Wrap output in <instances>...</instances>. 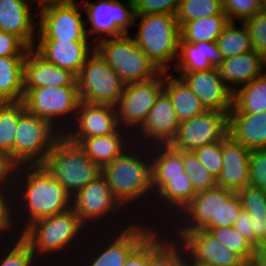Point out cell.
<instances>
[{"instance_id":"1","label":"cell","mask_w":266,"mask_h":266,"mask_svg":"<svg viewBox=\"0 0 266 266\" xmlns=\"http://www.w3.org/2000/svg\"><path fill=\"white\" fill-rule=\"evenodd\" d=\"M11 180L15 190L16 220L21 232L36 220L72 208L70 194L42 165L12 168Z\"/></svg>"},{"instance_id":"2","label":"cell","mask_w":266,"mask_h":266,"mask_svg":"<svg viewBox=\"0 0 266 266\" xmlns=\"http://www.w3.org/2000/svg\"><path fill=\"white\" fill-rule=\"evenodd\" d=\"M133 145L134 146L131 145V147L125 150L111 163L102 167L101 175L105 178L115 199L125 210L127 209L128 212L131 213V216L134 214V211H136L135 219L137 220L139 217V220L140 218L143 219L142 217L146 209L150 211L151 207L149 206L152 205L150 202L154 200L151 154L150 147L136 143H133ZM142 204L143 207H140ZM131 205L132 207L134 206L132 208L133 211L128 208L131 207ZM139 209L140 212L138 213ZM142 211H144V213H142Z\"/></svg>"},{"instance_id":"3","label":"cell","mask_w":266,"mask_h":266,"mask_svg":"<svg viewBox=\"0 0 266 266\" xmlns=\"http://www.w3.org/2000/svg\"><path fill=\"white\" fill-rule=\"evenodd\" d=\"M88 233L89 228L71 208L64 213L34 221L22 232V237L30 244L35 258L51 260L56 262V265L59 264L57 266H72L79 251L84 247ZM73 248H76L75 251Z\"/></svg>"},{"instance_id":"4","label":"cell","mask_w":266,"mask_h":266,"mask_svg":"<svg viewBox=\"0 0 266 266\" xmlns=\"http://www.w3.org/2000/svg\"><path fill=\"white\" fill-rule=\"evenodd\" d=\"M150 218H151V216L149 215L147 219H144L146 221H144L143 219H139V222H138V219L137 220L134 219V221L131 224H129V226L122 228V229L109 230V232H107V230H100L101 233L99 232V230L90 231L88 238L84 244V246L87 245L86 249L82 248L79 251V254L77 255V258H76V261L78 263L75 262L74 265H72V266H80V265L81 266H123V264L127 260L128 256L157 227H159L157 224L159 221L155 220V222H154L153 218L152 219H150ZM97 232L99 233V235H98L99 238H98V236H96L94 234ZM90 235L92 236V238ZM100 236H103V237L100 238ZM91 239L92 240L96 239L97 241L96 240L92 241ZM101 239L103 242L101 241Z\"/></svg>"},{"instance_id":"5","label":"cell","mask_w":266,"mask_h":266,"mask_svg":"<svg viewBox=\"0 0 266 266\" xmlns=\"http://www.w3.org/2000/svg\"><path fill=\"white\" fill-rule=\"evenodd\" d=\"M137 46L161 70L175 67L179 53L180 26L174 14L135 16ZM171 65V66H170Z\"/></svg>"},{"instance_id":"6","label":"cell","mask_w":266,"mask_h":266,"mask_svg":"<svg viewBox=\"0 0 266 266\" xmlns=\"http://www.w3.org/2000/svg\"><path fill=\"white\" fill-rule=\"evenodd\" d=\"M72 209L80 217L81 221L89 228L90 231H95V229L100 231L125 228L129 226L128 224H131L134 221L133 219H135V215H133V218L130 217L131 214L127 210H125L115 199L109 185L101 174L93 181H91L88 185L80 189L74 196H72ZM122 210L125 212H123ZM128 215L129 219H127ZM114 217L116 218L115 220L117 223H115V220L113 219ZM117 217H121L119 220L120 222L117 220ZM121 219L124 221V223H121ZM110 221L112 222V224ZM108 222L109 225L107 224ZM113 223H115V225L118 224L120 228L117 225L116 227L113 226Z\"/></svg>"},{"instance_id":"7","label":"cell","mask_w":266,"mask_h":266,"mask_svg":"<svg viewBox=\"0 0 266 266\" xmlns=\"http://www.w3.org/2000/svg\"><path fill=\"white\" fill-rule=\"evenodd\" d=\"M42 166L71 197L101 174V168L64 134L55 142Z\"/></svg>"},{"instance_id":"8","label":"cell","mask_w":266,"mask_h":266,"mask_svg":"<svg viewBox=\"0 0 266 266\" xmlns=\"http://www.w3.org/2000/svg\"><path fill=\"white\" fill-rule=\"evenodd\" d=\"M63 135L48 119L28 112L18 102V123L13 146V168L42 165L55 142Z\"/></svg>"},{"instance_id":"9","label":"cell","mask_w":266,"mask_h":266,"mask_svg":"<svg viewBox=\"0 0 266 266\" xmlns=\"http://www.w3.org/2000/svg\"><path fill=\"white\" fill-rule=\"evenodd\" d=\"M95 51L125 84L151 80L162 72L137 46L131 33L103 39L95 44Z\"/></svg>"},{"instance_id":"10","label":"cell","mask_w":266,"mask_h":266,"mask_svg":"<svg viewBox=\"0 0 266 266\" xmlns=\"http://www.w3.org/2000/svg\"><path fill=\"white\" fill-rule=\"evenodd\" d=\"M22 102L28 112L48 119L64 134L75 120L80 96L77 86L40 87L24 89Z\"/></svg>"},{"instance_id":"11","label":"cell","mask_w":266,"mask_h":266,"mask_svg":"<svg viewBox=\"0 0 266 266\" xmlns=\"http://www.w3.org/2000/svg\"><path fill=\"white\" fill-rule=\"evenodd\" d=\"M81 4L87 16L88 38L95 44L103 39L130 34L135 19L133 0H124V3L120 0H97L96 3L85 0Z\"/></svg>"},{"instance_id":"12","label":"cell","mask_w":266,"mask_h":266,"mask_svg":"<svg viewBox=\"0 0 266 266\" xmlns=\"http://www.w3.org/2000/svg\"><path fill=\"white\" fill-rule=\"evenodd\" d=\"M80 101L116 107L126 84L99 54L87 59L76 76Z\"/></svg>"},{"instance_id":"13","label":"cell","mask_w":266,"mask_h":266,"mask_svg":"<svg viewBox=\"0 0 266 266\" xmlns=\"http://www.w3.org/2000/svg\"><path fill=\"white\" fill-rule=\"evenodd\" d=\"M80 1L70 0L38 13L36 41H91L86 32L83 7Z\"/></svg>"},{"instance_id":"14","label":"cell","mask_w":266,"mask_h":266,"mask_svg":"<svg viewBox=\"0 0 266 266\" xmlns=\"http://www.w3.org/2000/svg\"><path fill=\"white\" fill-rule=\"evenodd\" d=\"M165 71L157 77L128 83L116 106L118 123L133 136L144 124L157 98L164 91Z\"/></svg>"},{"instance_id":"15","label":"cell","mask_w":266,"mask_h":266,"mask_svg":"<svg viewBox=\"0 0 266 266\" xmlns=\"http://www.w3.org/2000/svg\"><path fill=\"white\" fill-rule=\"evenodd\" d=\"M228 114L207 110L181 122L170 146L175 150L194 151L202 146L222 141L229 133Z\"/></svg>"},{"instance_id":"16","label":"cell","mask_w":266,"mask_h":266,"mask_svg":"<svg viewBox=\"0 0 266 266\" xmlns=\"http://www.w3.org/2000/svg\"><path fill=\"white\" fill-rule=\"evenodd\" d=\"M119 128L116 107L80 101L75 120L64 135L78 144L83 138L113 134Z\"/></svg>"},{"instance_id":"17","label":"cell","mask_w":266,"mask_h":266,"mask_svg":"<svg viewBox=\"0 0 266 266\" xmlns=\"http://www.w3.org/2000/svg\"><path fill=\"white\" fill-rule=\"evenodd\" d=\"M179 124L172 101L163 91L149 111L143 126L133 135V143L146 147L170 145Z\"/></svg>"},{"instance_id":"18","label":"cell","mask_w":266,"mask_h":266,"mask_svg":"<svg viewBox=\"0 0 266 266\" xmlns=\"http://www.w3.org/2000/svg\"><path fill=\"white\" fill-rule=\"evenodd\" d=\"M220 199H222V188L218 186L198 192L182 212L171 221L172 223L166 226V229L179 240L187 232L203 229L210 221H216L220 210Z\"/></svg>"},{"instance_id":"19","label":"cell","mask_w":266,"mask_h":266,"mask_svg":"<svg viewBox=\"0 0 266 266\" xmlns=\"http://www.w3.org/2000/svg\"><path fill=\"white\" fill-rule=\"evenodd\" d=\"M180 241L186 254L195 262L213 266H248V263L236 252L227 248L204 229L187 232Z\"/></svg>"},{"instance_id":"20","label":"cell","mask_w":266,"mask_h":266,"mask_svg":"<svg viewBox=\"0 0 266 266\" xmlns=\"http://www.w3.org/2000/svg\"><path fill=\"white\" fill-rule=\"evenodd\" d=\"M179 74L190 89L198 96L207 110L229 113L232 108V91L225 85L217 68Z\"/></svg>"},{"instance_id":"21","label":"cell","mask_w":266,"mask_h":266,"mask_svg":"<svg viewBox=\"0 0 266 266\" xmlns=\"http://www.w3.org/2000/svg\"><path fill=\"white\" fill-rule=\"evenodd\" d=\"M33 8L29 0H0V30L16 35L29 48L38 34V12Z\"/></svg>"},{"instance_id":"22","label":"cell","mask_w":266,"mask_h":266,"mask_svg":"<svg viewBox=\"0 0 266 266\" xmlns=\"http://www.w3.org/2000/svg\"><path fill=\"white\" fill-rule=\"evenodd\" d=\"M33 49L47 62L75 76L95 51L92 41H36Z\"/></svg>"},{"instance_id":"23","label":"cell","mask_w":266,"mask_h":266,"mask_svg":"<svg viewBox=\"0 0 266 266\" xmlns=\"http://www.w3.org/2000/svg\"><path fill=\"white\" fill-rule=\"evenodd\" d=\"M196 194L189 177L169 178V182L154 196L155 200L152 202V206H150L152 212L145 213L143 218H147L149 213L153 215L152 213H155L153 210H156L154 220L156 216H158L156 219L159 218V221L163 218L164 222L160 221L159 226L160 228H166V225L168 226L171 220L173 221L174 217L176 218L182 212ZM161 216L163 217L161 218Z\"/></svg>"},{"instance_id":"24","label":"cell","mask_w":266,"mask_h":266,"mask_svg":"<svg viewBox=\"0 0 266 266\" xmlns=\"http://www.w3.org/2000/svg\"><path fill=\"white\" fill-rule=\"evenodd\" d=\"M250 150L229 134L222 140L223 166L216 179L220 188L238 192L249 185Z\"/></svg>"},{"instance_id":"25","label":"cell","mask_w":266,"mask_h":266,"mask_svg":"<svg viewBox=\"0 0 266 266\" xmlns=\"http://www.w3.org/2000/svg\"><path fill=\"white\" fill-rule=\"evenodd\" d=\"M61 86H77L76 76L47 62L30 48L24 59V89Z\"/></svg>"},{"instance_id":"26","label":"cell","mask_w":266,"mask_h":266,"mask_svg":"<svg viewBox=\"0 0 266 266\" xmlns=\"http://www.w3.org/2000/svg\"><path fill=\"white\" fill-rule=\"evenodd\" d=\"M225 85L232 91L248 84L266 71V61L255 50L223 58L217 67Z\"/></svg>"},{"instance_id":"27","label":"cell","mask_w":266,"mask_h":266,"mask_svg":"<svg viewBox=\"0 0 266 266\" xmlns=\"http://www.w3.org/2000/svg\"><path fill=\"white\" fill-rule=\"evenodd\" d=\"M229 135L251 150L266 149V112H229Z\"/></svg>"},{"instance_id":"28","label":"cell","mask_w":266,"mask_h":266,"mask_svg":"<svg viewBox=\"0 0 266 266\" xmlns=\"http://www.w3.org/2000/svg\"><path fill=\"white\" fill-rule=\"evenodd\" d=\"M78 145L102 168L133 145V136L127 130L119 128L113 134L83 138Z\"/></svg>"},{"instance_id":"29","label":"cell","mask_w":266,"mask_h":266,"mask_svg":"<svg viewBox=\"0 0 266 266\" xmlns=\"http://www.w3.org/2000/svg\"><path fill=\"white\" fill-rule=\"evenodd\" d=\"M223 56L216 42L179 41L178 59L172 72H193L217 68ZM175 70V71H174Z\"/></svg>"},{"instance_id":"30","label":"cell","mask_w":266,"mask_h":266,"mask_svg":"<svg viewBox=\"0 0 266 266\" xmlns=\"http://www.w3.org/2000/svg\"><path fill=\"white\" fill-rule=\"evenodd\" d=\"M152 190L154 196L169 182V178L189 177L182 161V150L170 145L150 147Z\"/></svg>"},{"instance_id":"31","label":"cell","mask_w":266,"mask_h":266,"mask_svg":"<svg viewBox=\"0 0 266 266\" xmlns=\"http://www.w3.org/2000/svg\"><path fill=\"white\" fill-rule=\"evenodd\" d=\"M185 256L183 243L174 238L168 229L157 227L148 236L147 266H183Z\"/></svg>"},{"instance_id":"32","label":"cell","mask_w":266,"mask_h":266,"mask_svg":"<svg viewBox=\"0 0 266 266\" xmlns=\"http://www.w3.org/2000/svg\"><path fill=\"white\" fill-rule=\"evenodd\" d=\"M164 92L171 99L180 123L207 111L201 100L184 80L171 71L165 72Z\"/></svg>"},{"instance_id":"33","label":"cell","mask_w":266,"mask_h":266,"mask_svg":"<svg viewBox=\"0 0 266 266\" xmlns=\"http://www.w3.org/2000/svg\"><path fill=\"white\" fill-rule=\"evenodd\" d=\"M24 59L25 57H0V103L23 100Z\"/></svg>"},{"instance_id":"34","label":"cell","mask_w":266,"mask_h":266,"mask_svg":"<svg viewBox=\"0 0 266 266\" xmlns=\"http://www.w3.org/2000/svg\"><path fill=\"white\" fill-rule=\"evenodd\" d=\"M242 208L246 211L253 223L254 238L259 242V249H264L266 233V191L264 189L246 185L237 192Z\"/></svg>"},{"instance_id":"35","label":"cell","mask_w":266,"mask_h":266,"mask_svg":"<svg viewBox=\"0 0 266 266\" xmlns=\"http://www.w3.org/2000/svg\"><path fill=\"white\" fill-rule=\"evenodd\" d=\"M229 112H266V71L233 92L232 108Z\"/></svg>"},{"instance_id":"36","label":"cell","mask_w":266,"mask_h":266,"mask_svg":"<svg viewBox=\"0 0 266 266\" xmlns=\"http://www.w3.org/2000/svg\"><path fill=\"white\" fill-rule=\"evenodd\" d=\"M229 23L227 15H213L183 23L180 40L188 43L216 42L224 27Z\"/></svg>"},{"instance_id":"37","label":"cell","mask_w":266,"mask_h":266,"mask_svg":"<svg viewBox=\"0 0 266 266\" xmlns=\"http://www.w3.org/2000/svg\"><path fill=\"white\" fill-rule=\"evenodd\" d=\"M21 236L22 232L16 220L15 190L10 178L0 184V242L12 241Z\"/></svg>"},{"instance_id":"38","label":"cell","mask_w":266,"mask_h":266,"mask_svg":"<svg viewBox=\"0 0 266 266\" xmlns=\"http://www.w3.org/2000/svg\"><path fill=\"white\" fill-rule=\"evenodd\" d=\"M216 43L223 58L254 50L249 30L244 22H240L238 26L237 22H229L217 38Z\"/></svg>"},{"instance_id":"39","label":"cell","mask_w":266,"mask_h":266,"mask_svg":"<svg viewBox=\"0 0 266 266\" xmlns=\"http://www.w3.org/2000/svg\"><path fill=\"white\" fill-rule=\"evenodd\" d=\"M18 123V102L0 103V154L13 168V146Z\"/></svg>"},{"instance_id":"40","label":"cell","mask_w":266,"mask_h":266,"mask_svg":"<svg viewBox=\"0 0 266 266\" xmlns=\"http://www.w3.org/2000/svg\"><path fill=\"white\" fill-rule=\"evenodd\" d=\"M213 15H226L222 0H182L176 13V19L183 23Z\"/></svg>"},{"instance_id":"41","label":"cell","mask_w":266,"mask_h":266,"mask_svg":"<svg viewBox=\"0 0 266 266\" xmlns=\"http://www.w3.org/2000/svg\"><path fill=\"white\" fill-rule=\"evenodd\" d=\"M242 209L237 192L222 188V199H220V210L216 221H210L203 229L210 232L215 228L233 227Z\"/></svg>"},{"instance_id":"42","label":"cell","mask_w":266,"mask_h":266,"mask_svg":"<svg viewBox=\"0 0 266 266\" xmlns=\"http://www.w3.org/2000/svg\"><path fill=\"white\" fill-rule=\"evenodd\" d=\"M1 243L0 266H28L36 259L30 244L22 236L7 244Z\"/></svg>"},{"instance_id":"43","label":"cell","mask_w":266,"mask_h":266,"mask_svg":"<svg viewBox=\"0 0 266 266\" xmlns=\"http://www.w3.org/2000/svg\"><path fill=\"white\" fill-rule=\"evenodd\" d=\"M182 161L196 193L217 187L216 179L199 161L193 151L182 150Z\"/></svg>"},{"instance_id":"44","label":"cell","mask_w":266,"mask_h":266,"mask_svg":"<svg viewBox=\"0 0 266 266\" xmlns=\"http://www.w3.org/2000/svg\"><path fill=\"white\" fill-rule=\"evenodd\" d=\"M210 232L221 245L239 254L247 263L256 252V248L233 227L215 228Z\"/></svg>"},{"instance_id":"45","label":"cell","mask_w":266,"mask_h":266,"mask_svg":"<svg viewBox=\"0 0 266 266\" xmlns=\"http://www.w3.org/2000/svg\"><path fill=\"white\" fill-rule=\"evenodd\" d=\"M222 6L229 22H244L261 12L258 0H222Z\"/></svg>"},{"instance_id":"46","label":"cell","mask_w":266,"mask_h":266,"mask_svg":"<svg viewBox=\"0 0 266 266\" xmlns=\"http://www.w3.org/2000/svg\"><path fill=\"white\" fill-rule=\"evenodd\" d=\"M193 152L209 173L217 179L223 166L222 141L202 146Z\"/></svg>"},{"instance_id":"47","label":"cell","mask_w":266,"mask_h":266,"mask_svg":"<svg viewBox=\"0 0 266 266\" xmlns=\"http://www.w3.org/2000/svg\"><path fill=\"white\" fill-rule=\"evenodd\" d=\"M253 49L266 61V14L262 11L244 21Z\"/></svg>"},{"instance_id":"48","label":"cell","mask_w":266,"mask_h":266,"mask_svg":"<svg viewBox=\"0 0 266 266\" xmlns=\"http://www.w3.org/2000/svg\"><path fill=\"white\" fill-rule=\"evenodd\" d=\"M182 0H133L135 16L174 14Z\"/></svg>"},{"instance_id":"49","label":"cell","mask_w":266,"mask_h":266,"mask_svg":"<svg viewBox=\"0 0 266 266\" xmlns=\"http://www.w3.org/2000/svg\"><path fill=\"white\" fill-rule=\"evenodd\" d=\"M249 179L250 185L266 191V149L250 151Z\"/></svg>"},{"instance_id":"50","label":"cell","mask_w":266,"mask_h":266,"mask_svg":"<svg viewBox=\"0 0 266 266\" xmlns=\"http://www.w3.org/2000/svg\"><path fill=\"white\" fill-rule=\"evenodd\" d=\"M29 49L16 35L0 30V57H25Z\"/></svg>"},{"instance_id":"51","label":"cell","mask_w":266,"mask_h":266,"mask_svg":"<svg viewBox=\"0 0 266 266\" xmlns=\"http://www.w3.org/2000/svg\"><path fill=\"white\" fill-rule=\"evenodd\" d=\"M233 228L240 232L256 249H259V242L254 238L252 219L243 209L235 220Z\"/></svg>"},{"instance_id":"52","label":"cell","mask_w":266,"mask_h":266,"mask_svg":"<svg viewBox=\"0 0 266 266\" xmlns=\"http://www.w3.org/2000/svg\"><path fill=\"white\" fill-rule=\"evenodd\" d=\"M148 237L128 256L123 266H147Z\"/></svg>"},{"instance_id":"53","label":"cell","mask_w":266,"mask_h":266,"mask_svg":"<svg viewBox=\"0 0 266 266\" xmlns=\"http://www.w3.org/2000/svg\"><path fill=\"white\" fill-rule=\"evenodd\" d=\"M30 4L32 5L35 3L34 9L37 10L39 13L41 10L54 6V5H60V4H65L69 2L70 0H29Z\"/></svg>"},{"instance_id":"54","label":"cell","mask_w":266,"mask_h":266,"mask_svg":"<svg viewBox=\"0 0 266 266\" xmlns=\"http://www.w3.org/2000/svg\"><path fill=\"white\" fill-rule=\"evenodd\" d=\"M12 168L6 159L0 154V184L7 182L11 178Z\"/></svg>"},{"instance_id":"55","label":"cell","mask_w":266,"mask_h":266,"mask_svg":"<svg viewBox=\"0 0 266 266\" xmlns=\"http://www.w3.org/2000/svg\"><path fill=\"white\" fill-rule=\"evenodd\" d=\"M248 266H266V249H256Z\"/></svg>"},{"instance_id":"56","label":"cell","mask_w":266,"mask_h":266,"mask_svg":"<svg viewBox=\"0 0 266 266\" xmlns=\"http://www.w3.org/2000/svg\"><path fill=\"white\" fill-rule=\"evenodd\" d=\"M183 266H213V265H209V264H205L201 262H195L186 254Z\"/></svg>"},{"instance_id":"57","label":"cell","mask_w":266,"mask_h":266,"mask_svg":"<svg viewBox=\"0 0 266 266\" xmlns=\"http://www.w3.org/2000/svg\"><path fill=\"white\" fill-rule=\"evenodd\" d=\"M44 262L45 264H43L42 262ZM39 262V263H38ZM51 264V265H47V264ZM40 264H42V266H56V265H52V264H55V262L53 263V261H51L50 262V260H46V259H38V258H36L32 263H30L28 266H37V265H39V266H41Z\"/></svg>"},{"instance_id":"58","label":"cell","mask_w":266,"mask_h":266,"mask_svg":"<svg viewBox=\"0 0 266 266\" xmlns=\"http://www.w3.org/2000/svg\"><path fill=\"white\" fill-rule=\"evenodd\" d=\"M261 11L266 14V2L262 5Z\"/></svg>"},{"instance_id":"59","label":"cell","mask_w":266,"mask_h":266,"mask_svg":"<svg viewBox=\"0 0 266 266\" xmlns=\"http://www.w3.org/2000/svg\"><path fill=\"white\" fill-rule=\"evenodd\" d=\"M264 249H266V233H265V236H264Z\"/></svg>"},{"instance_id":"60","label":"cell","mask_w":266,"mask_h":266,"mask_svg":"<svg viewBox=\"0 0 266 266\" xmlns=\"http://www.w3.org/2000/svg\"><path fill=\"white\" fill-rule=\"evenodd\" d=\"M259 1V3L261 4V5H263L265 2H266V0H258Z\"/></svg>"}]
</instances>
